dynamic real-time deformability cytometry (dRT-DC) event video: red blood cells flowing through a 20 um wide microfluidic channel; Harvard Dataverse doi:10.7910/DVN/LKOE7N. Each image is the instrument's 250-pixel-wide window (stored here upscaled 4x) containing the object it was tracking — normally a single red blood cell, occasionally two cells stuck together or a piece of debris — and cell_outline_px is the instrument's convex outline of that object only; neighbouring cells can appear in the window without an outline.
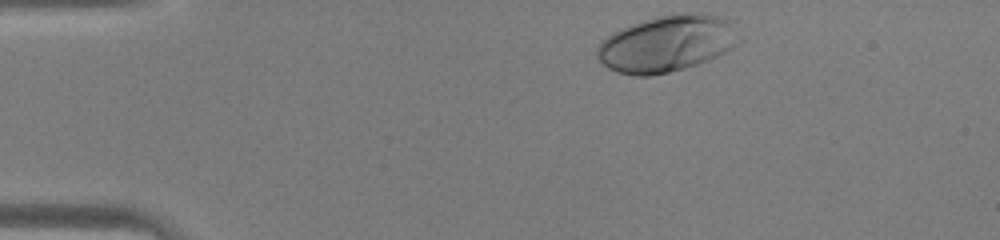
{"species": "human", "species_latin": "Homo sapiens", "temperature_condition": "warm", "stored_images_in_passage": 30, "camera_frame_rate_fps": 3000, "um_per_image_px": 0.085, "donor": {"sex": "male"}, "frame": {"image": 1, "passage_image": 1, "time_ms": 0.0, "image_size_px": [1000, 240], "cell_outline_px": [[744, 40], [732, 48], [716, 56], [696, 64], [684, 68], [652, 76], [632, 76], [616, 72], [608, 68], [596, 56], [596, 48], [612, 32], [632, 24], [656, 16], [680, 12], [708, 12], [724, 16], [736, 20]], "centroid_in_image_um": [56.81, 3.66], "position_along_channel_um": 28.2, "area_um2": 47.92}}
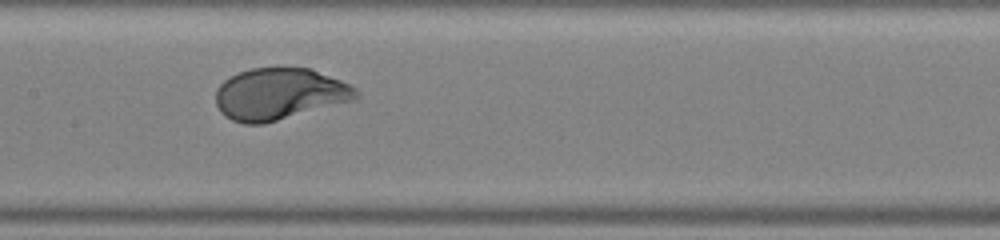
{"frame": {"image": 2, "passage_image": 16, "time_ms": 5.0, "image_size_px": [1000, 240], "cell_outline_px": [[360, 92], [356, 100], [264, 124], [244, 124], [232, 120], [224, 116], [220, 112], [216, 104], [216, 88], [224, 80], [240, 72], [252, 68], [308, 68], [340, 80], [356, 88]], "centroid_in_image_um": [23.75, 8.01], "position_along_channel_um": 183.6, "area_um2": 42.31}}
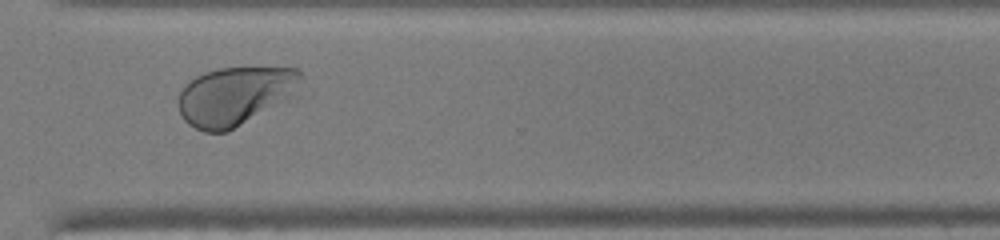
{"frame": {"image": 3, "passage_image": 27, "time_ms": 8.667, "image_size_px": [1000, 240], "cell_outline_px": [[304, 80], [300, 96], [224, 132], [204, 132], [188, 124], [184, 120], [180, 112], [176, 100], [184, 84], [188, 80], [204, 72], [216, 68], [300, 68]], "centroid_in_image_um": [20.07, 8.14], "position_along_channel_um": 350.5, "area_um2": 43.0}}